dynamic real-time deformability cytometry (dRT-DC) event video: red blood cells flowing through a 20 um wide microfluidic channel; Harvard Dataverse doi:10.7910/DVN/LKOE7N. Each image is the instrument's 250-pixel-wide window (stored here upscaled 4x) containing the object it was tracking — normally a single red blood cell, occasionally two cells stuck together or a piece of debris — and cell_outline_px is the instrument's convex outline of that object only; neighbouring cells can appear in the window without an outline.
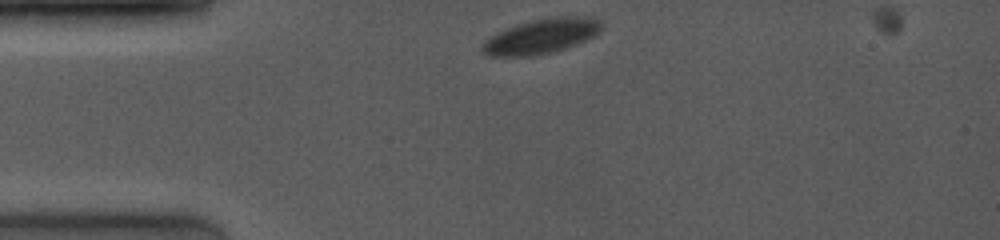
{"species": "common noctule bat (a hibernating species)", "species_latin": "Nyctalus noctula", "temperature_condition": "room temperature", "stored_images_in_passage": 3, "camera_frame_rate_fps": 4000, "um_per_image_px": 0.085, "animal": {"sex": "female", "body_mass_g": 19.0, "forearm_length_mm": 53.3}, "frame": {"image": 1, "passage_image": 1, "time_ms": 0.0, "image_size_px": [1000, 240], "cell_outline_px": [[600, 32], [576, 44], [552, 52], [528, 56], [488, 56], [480, 48], [484, 40], [496, 32], [516, 24], [532, 20], [552, 16], [576, 16], [600, 20]], "centroid_in_image_um": [45.94, 3.07], "position_along_channel_um": 39.1, "area_um2": 23.99}}